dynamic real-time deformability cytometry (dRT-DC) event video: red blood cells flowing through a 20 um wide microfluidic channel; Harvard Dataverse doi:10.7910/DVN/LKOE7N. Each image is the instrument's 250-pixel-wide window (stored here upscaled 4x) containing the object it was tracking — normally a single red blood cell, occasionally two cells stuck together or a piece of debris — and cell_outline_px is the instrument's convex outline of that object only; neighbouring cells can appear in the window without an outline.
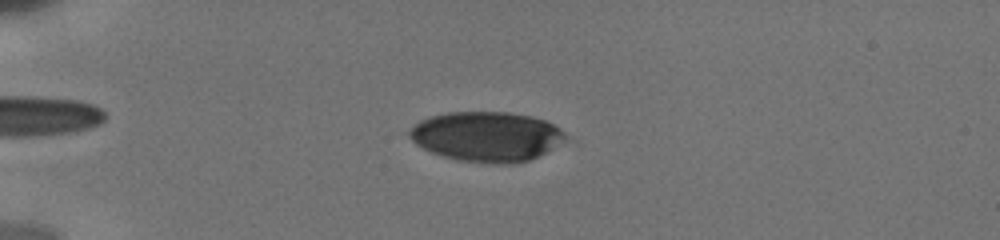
{"species": "human", "species_latin": "Homo sapiens", "temperature_condition": "cold", "stored_images_in_passage": 33, "camera_frame_rate_fps": 3000, "um_per_image_px": 0.085, "donor": {"sex": "male"}, "frame": {"image": 1, "passage_image": 8, "time_ms": 3.333, "image_size_px": [1000, 240], "cell_outline_px": [[564, 140], [552, 148], [528, 160], [512, 164], [488, 164], [456, 160], [432, 152], [416, 144], [408, 136], [408, 128], [420, 120], [432, 116], [448, 112], [508, 112], [532, 116], [544, 120], [560, 128], [564, 132]], "centroid_in_image_um": [41.31, 11.6], "position_along_channel_um": 43.7, "area_um2": 45.26}}
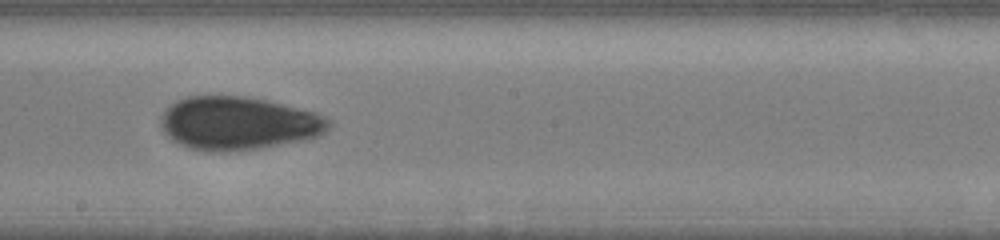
{"frame": {"image": 2, "passage_image": 22, "time_ms": 9.333, "image_size_px": [1000, 240], "cell_outline_px": [[332, 128], [320, 136], [312, 140], [260, 148], [220, 152], [204, 152], [188, 148], [172, 140], [164, 132], [160, 124], [160, 116], [176, 100], [188, 96], [244, 96], [268, 100], [316, 112], [332, 120]], "centroid_in_image_um": [20.32, 10.49], "position_along_channel_um": 227.9, "area_um2": 53.0}}
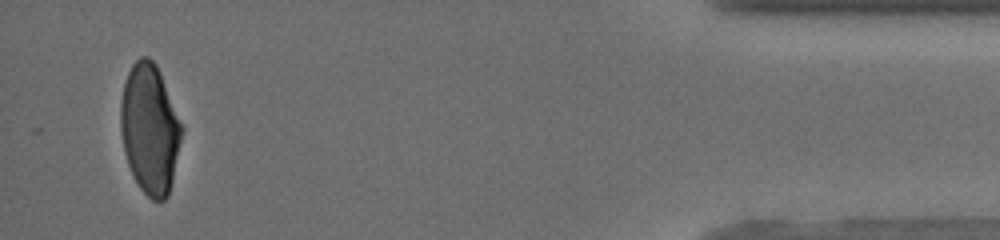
{"frame": {"image": 3, "passage_image": 33, "time_ms": 16.0, "image_size_px": [1000, 240], "cell_outline_px": [[184, 128], [172, 180], [168, 196], [164, 200], [152, 200], [140, 188], [128, 164], [124, 152], [120, 132], [120, 104], [124, 84], [128, 72], [132, 64], [140, 56], [148, 56], [156, 64], [160, 72]], "centroid_in_image_um": [12.73, 10.93], "position_along_channel_um": 422.5, "area_um2": 46.18}, "authors_computed_cell_mechanics": {"area_um2": 49.0144, "velocity_mm_per_s": 3.8497, "shape_relaxation_time_tau1_ms": 6.452, "shape_relaxation_time_tau2_ms": 1.6413, "deformation_change_tau1": 0.17, "deformation_change_tau2": 0.0574}}